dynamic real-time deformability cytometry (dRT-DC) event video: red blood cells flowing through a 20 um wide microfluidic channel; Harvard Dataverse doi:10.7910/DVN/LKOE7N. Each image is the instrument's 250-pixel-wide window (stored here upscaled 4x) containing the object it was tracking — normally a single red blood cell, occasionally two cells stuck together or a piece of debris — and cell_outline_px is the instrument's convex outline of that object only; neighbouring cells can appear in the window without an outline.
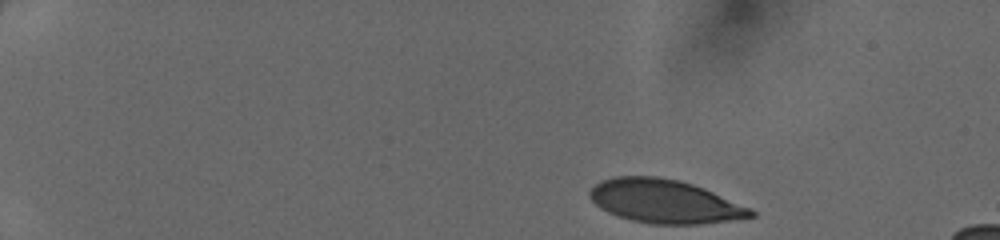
{"species": "human", "species_latin": "Homo sapiens", "temperature_condition": "cold", "stored_images_in_passage": 37, "camera_frame_rate_fps": 3000, "um_per_image_px": 0.085, "donor": {"sex": "female"}, "frame": {"image": 1, "passage_image": 1, "time_ms": 0.0, "image_size_px": [1000, 240], "cell_outline_px": [[756, 216], [728, 220], [696, 224], [652, 224], [632, 220], [608, 212], [600, 208], [588, 196], [588, 192], [600, 180], [616, 176], [656, 176], [680, 180], [704, 188], [752, 208], [756, 212]], "centroid_in_image_um": [56.49, 17.1], "position_along_channel_um": 28.5, "area_um2": 40.75}}
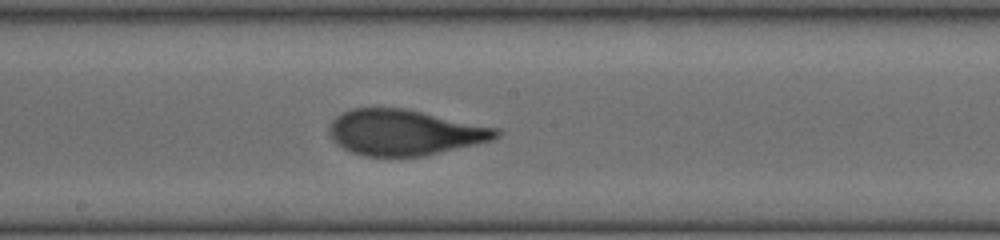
{"frame": {"image": 2, "passage_image": 22, "time_ms": 7.0, "image_size_px": [1000, 240], "cell_outline_px": [[500, 136], [492, 140], [476, 144], [424, 156], [364, 156], [352, 152], [336, 144], [332, 140], [328, 132], [328, 128], [332, 120], [336, 116], [352, 108], [404, 108], [500, 128]], "centroid_in_image_um": [34.38, 11.25], "position_along_channel_um": 213.8, "area_um2": 44.51}}
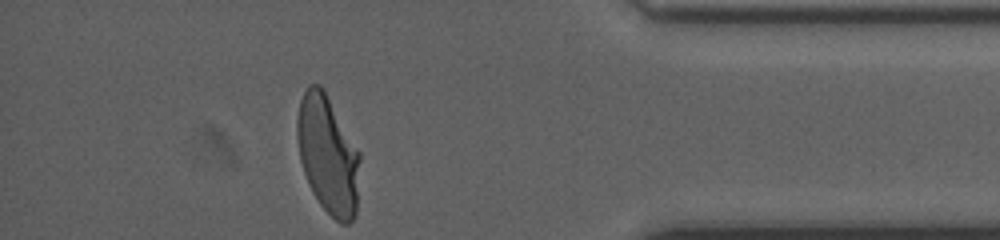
{"frame": {"image": 3, "passage_image": 37, "time_ms": 12.0, "image_size_px": [1000, 240], "cell_outline_px": [[360, 160], [356, 216], [348, 224], [340, 224], [320, 204], [312, 192], [308, 184], [300, 160], [296, 136], [296, 120], [300, 100], [308, 84], [320, 84], [324, 88], [360, 152]], "centroid_in_image_um": [27.87, 13.13], "position_along_channel_um": 407.3, "area_um2": 43.64}}